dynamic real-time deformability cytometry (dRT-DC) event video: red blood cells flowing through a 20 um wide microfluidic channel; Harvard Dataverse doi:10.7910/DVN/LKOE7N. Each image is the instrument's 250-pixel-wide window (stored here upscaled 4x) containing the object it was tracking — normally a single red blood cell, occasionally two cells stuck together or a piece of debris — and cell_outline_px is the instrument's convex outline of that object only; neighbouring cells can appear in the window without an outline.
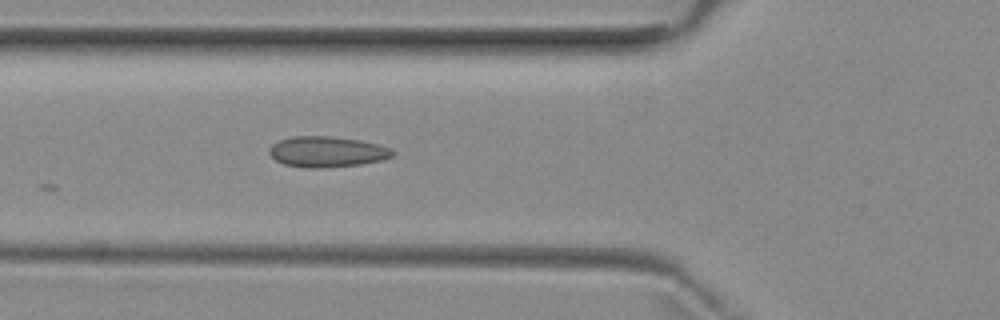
{"species": "common noctule bat (a hibernating species)", "species_latin": "Nyctalus noctula", "temperature_condition": "room temperature", "stored_images_in_passage": 5, "camera_frame_rate_fps": 3000, "um_per_image_px": 0.085, "animal": {"sex": "female", "body_mass_g": 29.2, "forearm_length_mm": 56.3}, "frame": {"image": 1, "passage_image": 5, "time_ms": 5.333, "image_size_px": [1000, 320], "cell_outline_px": [[396, 152], [392, 156], [384, 160], [360, 164], [324, 168], [304, 168], [284, 164], [276, 160], [268, 152], [268, 148], [272, 144], [280, 140], [292, 136], [328, 136], [360, 140], [376, 144], [388, 148]], "centroid_in_image_um": [27.77, 12.91], "position_along_channel_um": 98.0, "area_um2": 22.08}}